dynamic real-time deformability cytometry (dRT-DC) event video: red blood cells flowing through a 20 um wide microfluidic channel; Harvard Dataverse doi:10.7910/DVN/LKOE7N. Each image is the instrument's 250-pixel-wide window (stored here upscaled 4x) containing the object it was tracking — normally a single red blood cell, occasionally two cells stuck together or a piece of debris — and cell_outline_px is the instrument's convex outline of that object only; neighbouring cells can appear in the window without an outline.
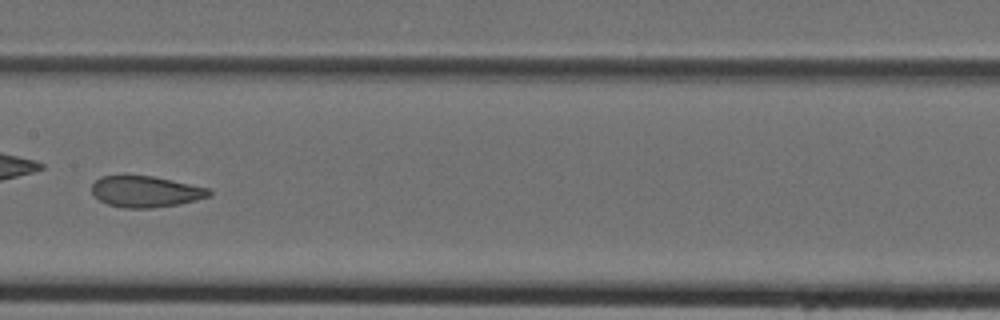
{"species": "Egyptian fruit bat (a non-hibernating species)", "species_latin": "Rousettus aegyptiacus", "temperature_condition": "cold", "stored_images_in_passage": 28, "camera_frame_rate_fps": 3000, "um_per_image_px": 0.085, "animal": {"sex": "female"}, "frame": {"image": 1, "passage_image": 9, "time_ms": 2.667, "image_size_px": [1000, 320], "cell_outline_px": [[212, 192], [208, 196], [196, 200], [180, 204], [152, 208], [124, 208], [108, 204], [100, 200], [92, 192], [92, 184], [100, 176], [152, 176], [172, 180], [208, 188]], "centroid_in_image_um": [12.38, 16.29], "position_along_channel_um": 195.0, "area_um2": 21.1}}